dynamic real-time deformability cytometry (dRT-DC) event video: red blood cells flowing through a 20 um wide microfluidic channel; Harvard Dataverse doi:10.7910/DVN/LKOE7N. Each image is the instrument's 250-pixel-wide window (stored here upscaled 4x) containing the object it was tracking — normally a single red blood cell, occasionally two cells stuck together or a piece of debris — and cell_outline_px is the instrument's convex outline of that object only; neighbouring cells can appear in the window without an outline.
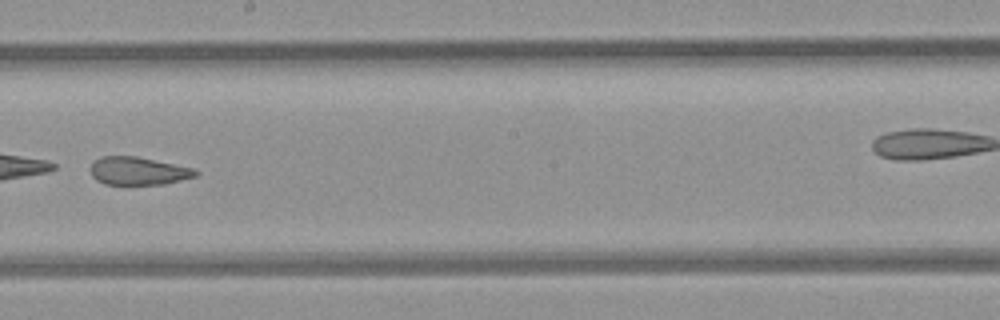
{"species": "common noctule bat (a hibernating species)", "species_latin": "Nyctalus noctula", "temperature_condition": "room temperature", "stored_images_in_passage": 9, "segment_of_instrument_passage": [1, 2], "camera_frame_rate_fps": 3000, "um_per_image_px": 0.085, "animal": {"sex": "female", "body_mass_g": 21.9}, "frame": {"image": 1, "passage_image": 8, "time_ms": 2.333, "image_size_px": [1000, 320], "cell_outline_px": [[200, 172], [196, 176], [164, 184], [128, 188], [104, 184], [96, 180], [92, 176], [88, 168], [100, 156], [136, 156], [196, 168]], "centroid_in_image_um": [11.73, 14.58], "position_along_channel_um": 236.5, "area_um2": 18.15}}